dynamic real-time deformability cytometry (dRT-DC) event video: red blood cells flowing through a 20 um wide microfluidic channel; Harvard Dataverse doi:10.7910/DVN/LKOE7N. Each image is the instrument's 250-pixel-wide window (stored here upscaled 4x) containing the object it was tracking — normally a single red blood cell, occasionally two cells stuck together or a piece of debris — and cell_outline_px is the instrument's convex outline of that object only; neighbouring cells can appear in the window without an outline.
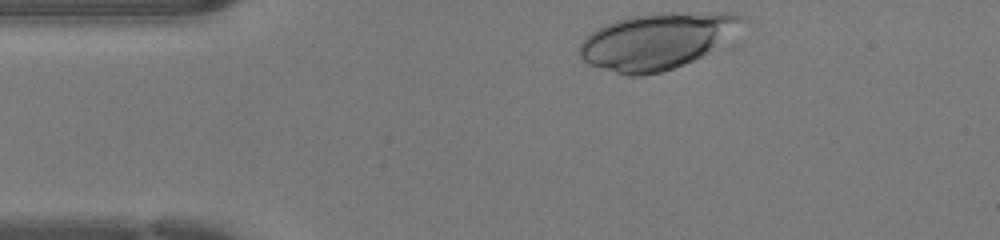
{"species": "human", "species_latin": "Homo sapiens", "temperature_condition": "warm", "stored_images_in_passage": 31, "camera_frame_rate_fps": 3000, "um_per_image_px": 0.085, "donor": {"sex": "female"}, "frame": {"image": 1, "passage_image": 1, "time_ms": 0.0, "image_size_px": [1000, 240], "cell_outline_px": [[744, 20], [708, 52], [684, 64], [660, 72], [640, 76], [628, 76], [588, 64], [580, 56], [580, 44], [596, 28], [616, 20], [628, 16], [652, 12], [728, 12], [740, 16]], "centroid_in_image_um": [55.74, 3.47], "position_along_channel_um": 29.3, "area_um2": 52.25}}
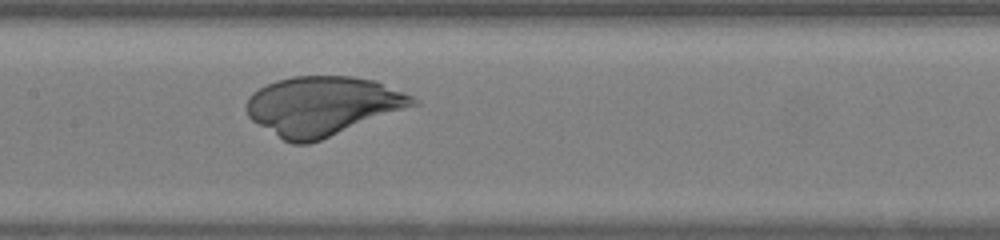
{"frame": {"image": 2, "passage_image": 15, "time_ms": 4.667, "image_size_px": [1000, 240], "cell_outline_px": [[420, 104], [320, 140], [308, 144], [292, 144], [284, 140], [252, 120], [248, 116], [244, 108], [252, 92], [276, 80], [292, 76], [352, 76], [372, 80], [412, 96]], "centroid_in_image_um": [27.4, 9.0], "position_along_channel_um": 180.0, "area_um2": 56.88}}
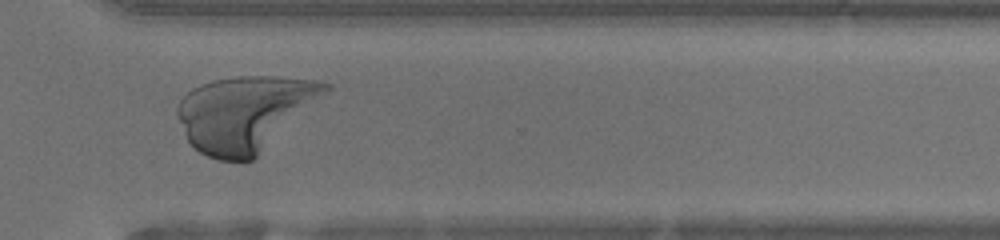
{"frame": {"image": 3, "passage_image": 27, "time_ms": 8.667, "image_size_px": [1000, 240], "cell_outline_px": [[332, 88], [328, 92], [252, 160], [220, 160], [208, 156], [200, 152], [188, 140], [176, 116], [176, 108], [180, 100], [192, 88], [200, 84], [212, 80], [236, 76], [276, 76], [316, 80], [332, 84]], "centroid_in_image_um": [20.8, 9.6], "position_along_channel_um": 349.8, "area_um2": 64.39}}